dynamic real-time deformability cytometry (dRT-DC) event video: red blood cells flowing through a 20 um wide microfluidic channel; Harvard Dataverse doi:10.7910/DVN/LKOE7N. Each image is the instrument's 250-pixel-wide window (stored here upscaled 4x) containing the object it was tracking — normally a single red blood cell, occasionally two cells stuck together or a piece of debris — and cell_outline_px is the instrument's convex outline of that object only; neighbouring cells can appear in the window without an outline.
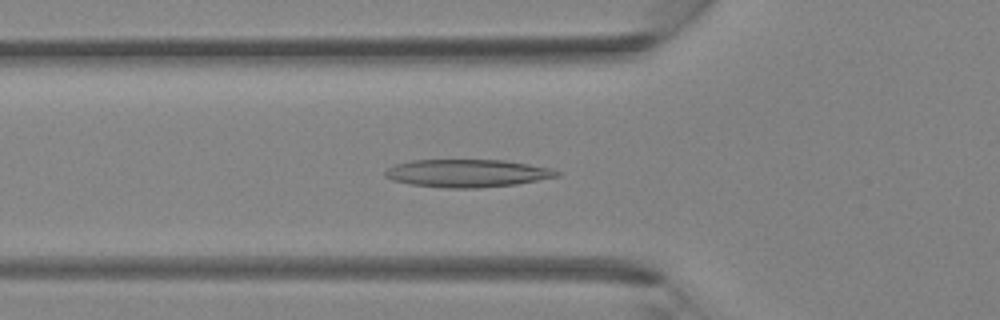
{"species": "Egyptian fruit bat (a non-hibernating species)", "species_latin": "Rousettus aegyptiacus", "temperature_condition": "room temperature", "stored_images_in_passage": 39, "camera_frame_rate_fps": 3000, "um_per_image_px": 0.085, "animal": {"sex": "female"}, "frame": {"image": 1, "passage_image": 13, "time_ms": 4.0, "image_size_px": [1000, 320], "cell_outline_px": [[560, 176], [516, 184], [480, 188], [448, 188], [412, 184], [392, 180], [384, 176], [384, 172], [388, 168], [396, 164], [412, 160], [504, 160], [552, 168], [560, 172]], "centroid_in_image_um": [39.73, 14.72], "position_along_channel_um": 86.1, "area_um2": 27.74}}
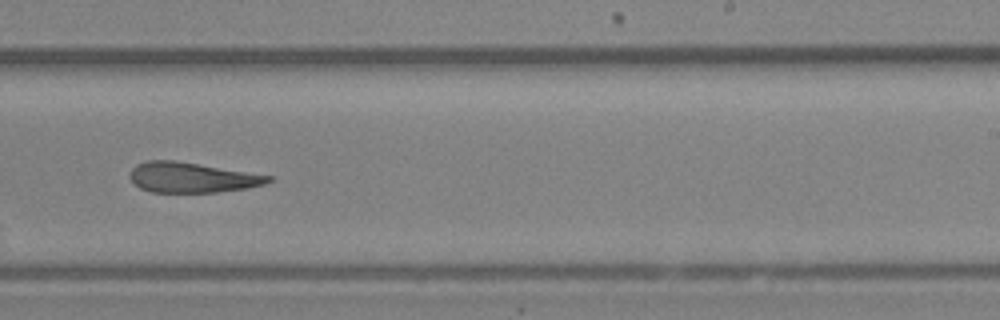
{"frame": {"image": 2, "passage_image": 24, "time_ms": 7.667, "image_size_px": [1000, 320], "cell_outline_px": [[272, 180], [264, 184], [244, 188], [216, 192], [152, 192], [140, 188], [128, 176], [132, 168], [136, 164], [148, 160], [176, 160], [272, 176]], "centroid_in_image_um": [16.26, 15.07], "position_along_channel_um": 272.7, "area_um2": 24.16}}
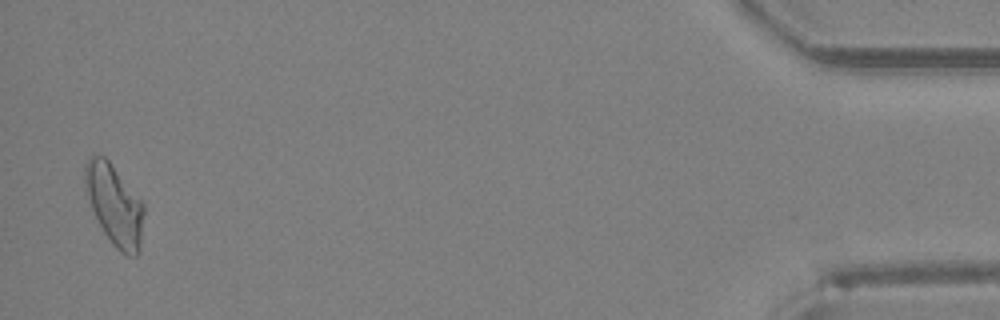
{"frame": {"image": 3, "passage_image": 38, "time_ms": 12.333, "image_size_px": [1000, 320], "cell_outline_px": [[144, 212], [140, 252], [136, 256], [128, 256], [120, 252], [112, 244], [104, 232], [92, 208], [84, 184], [84, 164], [92, 156], [104, 156], [108, 160], [144, 204]], "centroid_in_image_um": [9.75, 17.45], "position_along_channel_um": 425.5, "area_um2": 27.34}}